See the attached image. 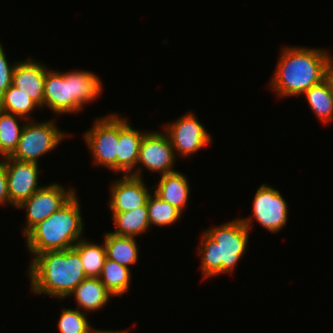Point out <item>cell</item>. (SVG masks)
Listing matches in <instances>:
<instances>
[{
  "instance_id": "cell-19",
  "label": "cell",
  "mask_w": 333,
  "mask_h": 333,
  "mask_svg": "<svg viewBox=\"0 0 333 333\" xmlns=\"http://www.w3.org/2000/svg\"><path fill=\"white\" fill-rule=\"evenodd\" d=\"M104 238L103 242L108 259L128 268L138 262V247L134 237L119 236L107 232Z\"/></svg>"
},
{
  "instance_id": "cell-5",
  "label": "cell",
  "mask_w": 333,
  "mask_h": 333,
  "mask_svg": "<svg viewBox=\"0 0 333 333\" xmlns=\"http://www.w3.org/2000/svg\"><path fill=\"white\" fill-rule=\"evenodd\" d=\"M76 194L25 235L27 249L33 256L46 251L71 249L82 239L84 223Z\"/></svg>"
},
{
  "instance_id": "cell-1",
  "label": "cell",
  "mask_w": 333,
  "mask_h": 333,
  "mask_svg": "<svg viewBox=\"0 0 333 333\" xmlns=\"http://www.w3.org/2000/svg\"><path fill=\"white\" fill-rule=\"evenodd\" d=\"M253 218H238L207 229L201 237L198 252L202 277H216L233 272L245 254Z\"/></svg>"
},
{
  "instance_id": "cell-2",
  "label": "cell",
  "mask_w": 333,
  "mask_h": 333,
  "mask_svg": "<svg viewBox=\"0 0 333 333\" xmlns=\"http://www.w3.org/2000/svg\"><path fill=\"white\" fill-rule=\"evenodd\" d=\"M270 81L278 97L302 95L325 79L330 54L327 50L307 47H283Z\"/></svg>"
},
{
  "instance_id": "cell-27",
  "label": "cell",
  "mask_w": 333,
  "mask_h": 333,
  "mask_svg": "<svg viewBox=\"0 0 333 333\" xmlns=\"http://www.w3.org/2000/svg\"><path fill=\"white\" fill-rule=\"evenodd\" d=\"M15 63L9 64L2 44H0V97L12 84Z\"/></svg>"
},
{
  "instance_id": "cell-4",
  "label": "cell",
  "mask_w": 333,
  "mask_h": 333,
  "mask_svg": "<svg viewBox=\"0 0 333 333\" xmlns=\"http://www.w3.org/2000/svg\"><path fill=\"white\" fill-rule=\"evenodd\" d=\"M100 78L90 71H46L43 107L56 115L82 111L84 105L100 97Z\"/></svg>"
},
{
  "instance_id": "cell-29",
  "label": "cell",
  "mask_w": 333,
  "mask_h": 333,
  "mask_svg": "<svg viewBox=\"0 0 333 333\" xmlns=\"http://www.w3.org/2000/svg\"><path fill=\"white\" fill-rule=\"evenodd\" d=\"M325 80L328 82L330 86V90L333 94V55L330 57L327 67H326V72H325Z\"/></svg>"
},
{
  "instance_id": "cell-23",
  "label": "cell",
  "mask_w": 333,
  "mask_h": 333,
  "mask_svg": "<svg viewBox=\"0 0 333 333\" xmlns=\"http://www.w3.org/2000/svg\"><path fill=\"white\" fill-rule=\"evenodd\" d=\"M26 122L21 116L6 113L0 110V155L2 158L10 157L17 148L23 129L18 120Z\"/></svg>"
},
{
  "instance_id": "cell-6",
  "label": "cell",
  "mask_w": 333,
  "mask_h": 333,
  "mask_svg": "<svg viewBox=\"0 0 333 333\" xmlns=\"http://www.w3.org/2000/svg\"><path fill=\"white\" fill-rule=\"evenodd\" d=\"M65 137H68L67 133L59 130L53 119L42 123L27 120L17 148L10 158L38 163L40 156L58 147Z\"/></svg>"
},
{
  "instance_id": "cell-28",
  "label": "cell",
  "mask_w": 333,
  "mask_h": 333,
  "mask_svg": "<svg viewBox=\"0 0 333 333\" xmlns=\"http://www.w3.org/2000/svg\"><path fill=\"white\" fill-rule=\"evenodd\" d=\"M0 204H10L7 186V174L4 162L2 160L0 161Z\"/></svg>"
},
{
  "instance_id": "cell-7",
  "label": "cell",
  "mask_w": 333,
  "mask_h": 333,
  "mask_svg": "<svg viewBox=\"0 0 333 333\" xmlns=\"http://www.w3.org/2000/svg\"><path fill=\"white\" fill-rule=\"evenodd\" d=\"M83 138L93 155L96 166H103L116 172V153L118 144V114L96 119L93 127Z\"/></svg>"
},
{
  "instance_id": "cell-24",
  "label": "cell",
  "mask_w": 333,
  "mask_h": 333,
  "mask_svg": "<svg viewBox=\"0 0 333 333\" xmlns=\"http://www.w3.org/2000/svg\"><path fill=\"white\" fill-rule=\"evenodd\" d=\"M39 106L21 89L12 84L4 91L0 97V110L6 113L21 116L31 121L29 114Z\"/></svg>"
},
{
  "instance_id": "cell-15",
  "label": "cell",
  "mask_w": 333,
  "mask_h": 333,
  "mask_svg": "<svg viewBox=\"0 0 333 333\" xmlns=\"http://www.w3.org/2000/svg\"><path fill=\"white\" fill-rule=\"evenodd\" d=\"M47 66L30 57L18 61L13 72L12 85L28 95L40 108H43L44 85Z\"/></svg>"
},
{
  "instance_id": "cell-20",
  "label": "cell",
  "mask_w": 333,
  "mask_h": 333,
  "mask_svg": "<svg viewBox=\"0 0 333 333\" xmlns=\"http://www.w3.org/2000/svg\"><path fill=\"white\" fill-rule=\"evenodd\" d=\"M72 248L80 255L86 277L99 278L107 258L104 242L93 244L82 238Z\"/></svg>"
},
{
  "instance_id": "cell-12",
  "label": "cell",
  "mask_w": 333,
  "mask_h": 333,
  "mask_svg": "<svg viewBox=\"0 0 333 333\" xmlns=\"http://www.w3.org/2000/svg\"><path fill=\"white\" fill-rule=\"evenodd\" d=\"M2 161L7 174L10 205L17 207L42 187L38 185L39 165L10 157H5Z\"/></svg>"
},
{
  "instance_id": "cell-17",
  "label": "cell",
  "mask_w": 333,
  "mask_h": 333,
  "mask_svg": "<svg viewBox=\"0 0 333 333\" xmlns=\"http://www.w3.org/2000/svg\"><path fill=\"white\" fill-rule=\"evenodd\" d=\"M74 295L77 308L84 312L96 311L104 307L114 297L99 278L87 277L81 281L68 297Z\"/></svg>"
},
{
  "instance_id": "cell-11",
  "label": "cell",
  "mask_w": 333,
  "mask_h": 333,
  "mask_svg": "<svg viewBox=\"0 0 333 333\" xmlns=\"http://www.w3.org/2000/svg\"><path fill=\"white\" fill-rule=\"evenodd\" d=\"M253 217L260 225L272 233L279 232L286 226L288 217L287 202L279 190L262 184L253 200Z\"/></svg>"
},
{
  "instance_id": "cell-8",
  "label": "cell",
  "mask_w": 333,
  "mask_h": 333,
  "mask_svg": "<svg viewBox=\"0 0 333 333\" xmlns=\"http://www.w3.org/2000/svg\"><path fill=\"white\" fill-rule=\"evenodd\" d=\"M163 131L168 135L176 157L180 155L189 158L199 149L206 148L212 139L191 112L164 125Z\"/></svg>"
},
{
  "instance_id": "cell-9",
  "label": "cell",
  "mask_w": 333,
  "mask_h": 333,
  "mask_svg": "<svg viewBox=\"0 0 333 333\" xmlns=\"http://www.w3.org/2000/svg\"><path fill=\"white\" fill-rule=\"evenodd\" d=\"M69 189L57 183L43 185L28 199L21 202L17 208L26 211L23 234L26 235L34 226L48 218L76 193L75 189Z\"/></svg>"
},
{
  "instance_id": "cell-3",
  "label": "cell",
  "mask_w": 333,
  "mask_h": 333,
  "mask_svg": "<svg viewBox=\"0 0 333 333\" xmlns=\"http://www.w3.org/2000/svg\"><path fill=\"white\" fill-rule=\"evenodd\" d=\"M31 290L64 299L86 277L80 255L73 249L36 254L28 267Z\"/></svg>"
},
{
  "instance_id": "cell-14",
  "label": "cell",
  "mask_w": 333,
  "mask_h": 333,
  "mask_svg": "<svg viewBox=\"0 0 333 333\" xmlns=\"http://www.w3.org/2000/svg\"><path fill=\"white\" fill-rule=\"evenodd\" d=\"M146 133L134 129L126 118L118 115L116 173L121 172L124 173L123 175H128L137 168L140 145Z\"/></svg>"
},
{
  "instance_id": "cell-13",
  "label": "cell",
  "mask_w": 333,
  "mask_h": 333,
  "mask_svg": "<svg viewBox=\"0 0 333 333\" xmlns=\"http://www.w3.org/2000/svg\"><path fill=\"white\" fill-rule=\"evenodd\" d=\"M110 201L112 212H125L140 206H147L150 190L147 189L142 177L124 175L113 182L110 187Z\"/></svg>"
},
{
  "instance_id": "cell-18",
  "label": "cell",
  "mask_w": 333,
  "mask_h": 333,
  "mask_svg": "<svg viewBox=\"0 0 333 333\" xmlns=\"http://www.w3.org/2000/svg\"><path fill=\"white\" fill-rule=\"evenodd\" d=\"M112 214L116 227L112 233L116 235L135 238L149 230L147 206H140L131 211L113 212Z\"/></svg>"
},
{
  "instance_id": "cell-16",
  "label": "cell",
  "mask_w": 333,
  "mask_h": 333,
  "mask_svg": "<svg viewBox=\"0 0 333 333\" xmlns=\"http://www.w3.org/2000/svg\"><path fill=\"white\" fill-rule=\"evenodd\" d=\"M160 180L154 190V194L161 200L168 202L183 213L185 209L189 195L190 184L186 175L179 171H174L164 175H160Z\"/></svg>"
},
{
  "instance_id": "cell-22",
  "label": "cell",
  "mask_w": 333,
  "mask_h": 333,
  "mask_svg": "<svg viewBox=\"0 0 333 333\" xmlns=\"http://www.w3.org/2000/svg\"><path fill=\"white\" fill-rule=\"evenodd\" d=\"M99 279L114 297L124 295L130 289V268L106 258Z\"/></svg>"
},
{
  "instance_id": "cell-30",
  "label": "cell",
  "mask_w": 333,
  "mask_h": 333,
  "mask_svg": "<svg viewBox=\"0 0 333 333\" xmlns=\"http://www.w3.org/2000/svg\"><path fill=\"white\" fill-rule=\"evenodd\" d=\"M91 333H128L126 330H120V331H114V330H99V329H94L93 328V330H92V332Z\"/></svg>"
},
{
  "instance_id": "cell-26",
  "label": "cell",
  "mask_w": 333,
  "mask_h": 333,
  "mask_svg": "<svg viewBox=\"0 0 333 333\" xmlns=\"http://www.w3.org/2000/svg\"><path fill=\"white\" fill-rule=\"evenodd\" d=\"M60 333H91L93 328L82 310L64 308L58 321Z\"/></svg>"
},
{
  "instance_id": "cell-25",
  "label": "cell",
  "mask_w": 333,
  "mask_h": 333,
  "mask_svg": "<svg viewBox=\"0 0 333 333\" xmlns=\"http://www.w3.org/2000/svg\"><path fill=\"white\" fill-rule=\"evenodd\" d=\"M148 217L150 227L156 226H169L174 224L182 217V212L161 200L157 195H150L147 201Z\"/></svg>"
},
{
  "instance_id": "cell-10",
  "label": "cell",
  "mask_w": 333,
  "mask_h": 333,
  "mask_svg": "<svg viewBox=\"0 0 333 333\" xmlns=\"http://www.w3.org/2000/svg\"><path fill=\"white\" fill-rule=\"evenodd\" d=\"M176 156L168 135L163 132H147L141 142L137 168L130 175L141 177L142 167L160 175L174 172ZM139 165H142L139 166Z\"/></svg>"
},
{
  "instance_id": "cell-21",
  "label": "cell",
  "mask_w": 333,
  "mask_h": 333,
  "mask_svg": "<svg viewBox=\"0 0 333 333\" xmlns=\"http://www.w3.org/2000/svg\"><path fill=\"white\" fill-rule=\"evenodd\" d=\"M302 95L306 97L311 110L322 123L333 121V94L325 79L309 88Z\"/></svg>"
}]
</instances>
